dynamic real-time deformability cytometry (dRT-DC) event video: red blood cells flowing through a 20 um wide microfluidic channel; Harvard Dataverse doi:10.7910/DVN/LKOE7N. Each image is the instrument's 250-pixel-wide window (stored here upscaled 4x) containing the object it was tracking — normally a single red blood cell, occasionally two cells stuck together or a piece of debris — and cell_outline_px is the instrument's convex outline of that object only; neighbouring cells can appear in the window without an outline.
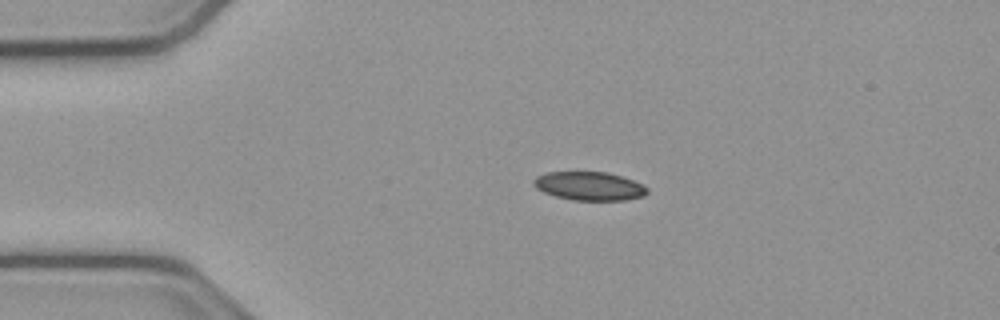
{"species": "common noctule bat (a hibernating species)", "species_latin": "Nyctalus noctula", "temperature_condition": "cold", "stored_images_in_passage": 53, "camera_frame_rate_fps": 3000, "um_per_image_px": 0.085, "animal": {"sex": "male", "body_mass_g": 23.1, "forearm_length_mm": 52.7}, "frame": {"image": 1, "passage_image": 11, "time_ms": 3.333, "image_size_px": [1000, 320], "cell_outline_px": [[648, 192], [644, 196], [624, 200], [572, 200], [556, 196], [544, 192], [536, 188], [532, 184], [532, 180], [536, 176], [548, 172], [608, 172], [644, 184], [648, 188]], "centroid_in_image_um": [50.09, 15.81], "position_along_channel_um": 34.9, "area_um2": 18.96}}
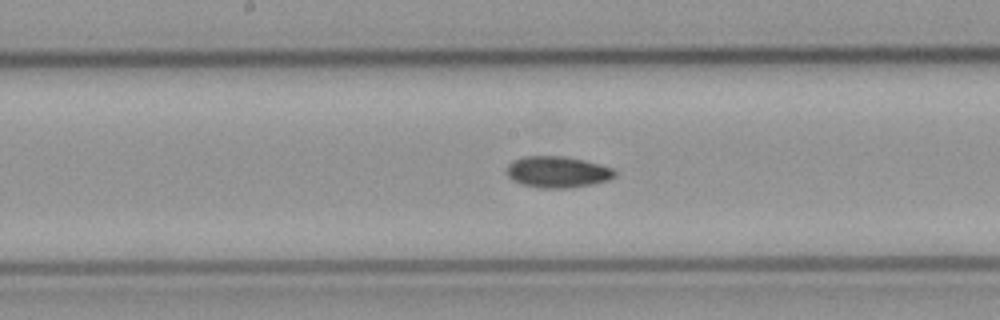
{"frame": {"image": 2, "passage_image": 27, "time_ms": 8.667, "image_size_px": [1000, 320], "cell_outline_px": [[616, 176], [608, 180], [592, 184], [568, 188], [536, 188], [520, 184], [512, 180], [504, 172], [508, 164], [512, 160], [524, 156], [564, 156], [584, 160], [600, 164], [612, 168], [616, 172]], "centroid_in_image_um": [47.34, 14.62], "position_along_channel_um": 200.9, "area_um2": 20.06}}
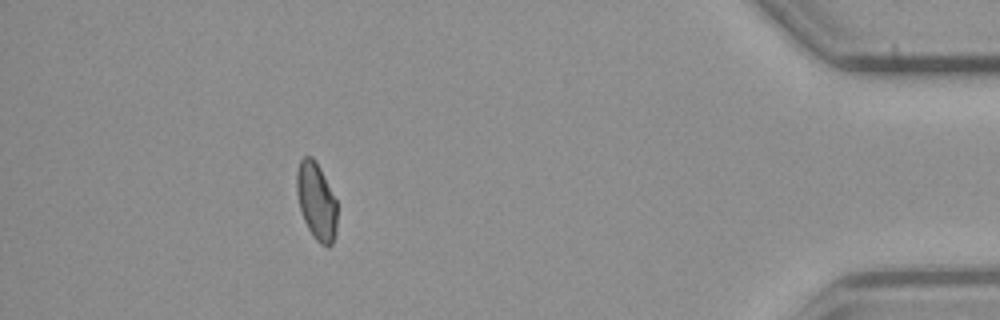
{"frame": {"image": 3, "passage_image": 48, "time_ms": 15.667, "image_size_px": [1000, 320], "cell_outline_px": [[336, 232], [332, 244], [328, 248], [320, 244], [316, 240], [308, 228], [304, 220], [300, 208], [296, 192], [296, 172], [300, 160], [304, 156], [312, 156], [316, 160], [336, 200]], "centroid_in_image_um": [26.88, 17.1], "position_along_channel_um": 408.3, "area_um2": 18.21}, "authors_computed_cell_mechanics": {"area_um2": 18.9584, "velocity_mm_per_s": 3.8029, "shape_relaxation_time_tau1_ms": 10.4912, "shape_relaxation_time_tau2_ms": 6.8922, "deformation_change_tau1": 0.1495, "deformation_change_tau2": 0.0934}}